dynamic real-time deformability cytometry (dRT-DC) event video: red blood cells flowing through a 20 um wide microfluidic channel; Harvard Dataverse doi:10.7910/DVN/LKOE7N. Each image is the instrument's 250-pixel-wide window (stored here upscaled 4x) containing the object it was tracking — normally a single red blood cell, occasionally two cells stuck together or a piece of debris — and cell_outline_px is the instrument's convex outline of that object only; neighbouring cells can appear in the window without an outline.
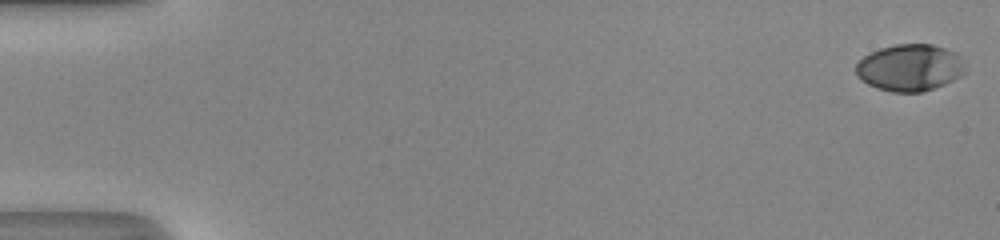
{"species": "human", "species_latin": "Homo sapiens", "temperature_condition": "room temperature", "stored_images_in_passage": 52, "camera_frame_rate_fps": 3000, "um_per_image_px": 0.085, "donor": {"sex": "male"}, "frame": {"image": 1, "passage_image": 1, "time_ms": 0.0, "image_size_px": [1000, 240], "cell_outline_px": [[964, 72], [960, 76], [944, 84], [920, 92], [892, 92], [876, 88], [860, 80], [856, 76], [856, 64], [864, 56], [880, 48], [896, 44], [932, 44], [956, 52], [960, 56], [964, 64]], "centroid_in_image_um": [77.31, 5.75], "position_along_channel_um": 7.7, "area_um2": 29.77}}
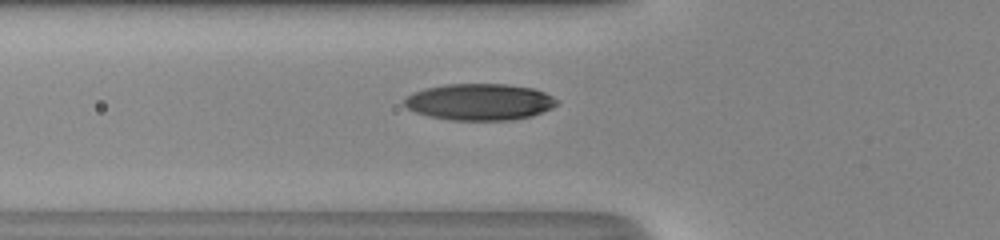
{"frame": {"image": 2, "passage_image": 20, "time_ms": 6.333, "image_size_px": [1000, 240], "cell_outline_px": [[560, 104], [552, 108], [532, 116], [512, 120], [452, 120], [428, 116], [416, 112], [408, 108], [404, 104], [404, 100], [412, 92], [424, 88], [444, 84], [508, 84], [532, 88], [544, 92], [560, 100]], "centroid_in_image_um": [40.8, 8.66], "position_along_channel_um": 85.0, "area_um2": 32.71}}
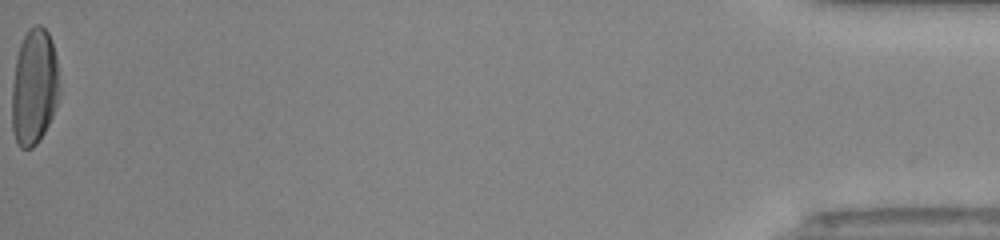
{"frame": {"image": 3, "passage_image": 52, "time_ms": 17.0, "image_size_px": [1000, 240], "cell_outline_px": [[60, 92], [56, 108], [44, 132], [36, 144], [32, 148], [20, 148], [12, 132], [12, 84], [16, 60], [20, 44], [28, 28], [36, 24], [40, 24], [48, 32], [52, 40], [56, 56]], "centroid_in_image_um": [2.91, 7.38], "position_along_channel_um": 432.3, "area_um2": 32.37}, "authors_computed_cell_mechanics": {"area_um2": 31.4143, "velocity_mm_per_s": 4.1895, "shape_relaxation_time_tau1_ms": 4.9202, "shape_relaxation_time_tau2_ms": 0.797, "deformation_change_tau1": 0.2285, "deformation_change_tau2": 0.0481}}